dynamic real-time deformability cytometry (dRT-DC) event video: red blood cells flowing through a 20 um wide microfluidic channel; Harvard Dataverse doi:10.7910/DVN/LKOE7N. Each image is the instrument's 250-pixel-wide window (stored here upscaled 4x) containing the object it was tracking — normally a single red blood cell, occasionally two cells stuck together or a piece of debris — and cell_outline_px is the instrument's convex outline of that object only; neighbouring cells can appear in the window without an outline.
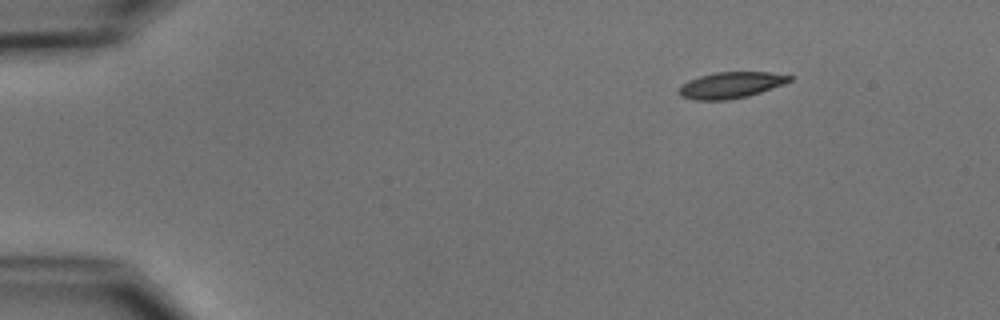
{"species": "common noctule bat (a hibernating species)", "species_latin": "Nyctalus noctula", "temperature_condition": "cold", "stored_images_in_passage": 47, "camera_frame_rate_fps": 3000, "um_per_image_px": 0.085, "animal": {"sex": "male", "body_mass_g": 15.6}, "frame": {"image": 1, "passage_image": 1, "time_ms": 0.0, "image_size_px": [1000, 320], "cell_outline_px": [[792, 80], [760, 92], [748, 96], [724, 100], [692, 100], [680, 96], [680, 84], [688, 80], [700, 76], [716, 72], [768, 72], [792, 76]], "centroid_in_image_um": [62.07, 7.23], "position_along_channel_um": 22.9, "area_um2": 16.7}}
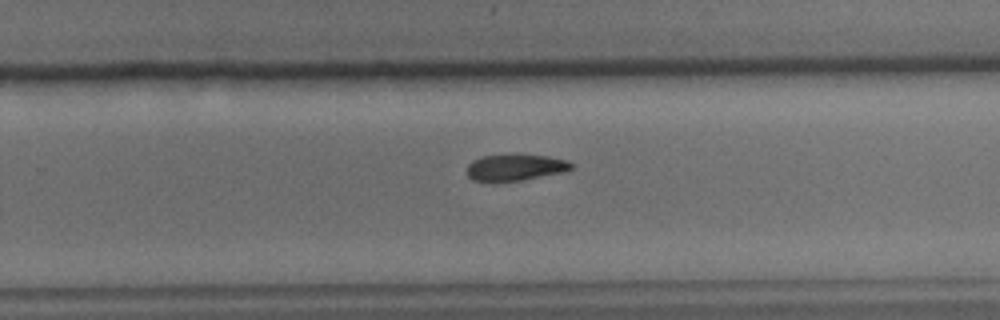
{"frame": {"image": 2, "passage_image": 29, "time_ms": 9.333, "image_size_px": [1000, 320], "cell_outline_px": [[572, 168], [568, 172], [496, 184], [492, 184], [472, 180], [468, 176], [468, 164], [472, 160], [480, 156], [508, 152], [512, 152], [548, 156], [568, 160], [572, 164]], "centroid_in_image_um": [43.76, 14.22], "position_along_channel_um": 286.0, "area_um2": 17.34}}
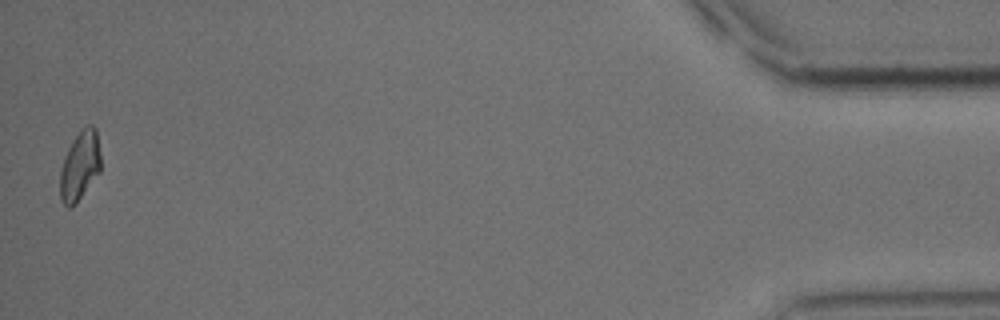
{"frame": {"image": 3, "passage_image": 47, "time_ms": 15.333, "image_size_px": [1000, 320], "cell_outline_px": [[100, 172], [76, 204], [72, 208], [68, 208], [60, 200], [60, 172], [64, 156], [72, 140], [80, 128], [84, 124], [92, 124], [96, 128], [100, 156]], "centroid_in_image_um": [6.78, 14.07], "position_along_channel_um": 428.4, "area_um2": 16.76}, "authors_computed_cell_mechanics": {"area_um2": 17.1088, "velocity_mm_per_s": 3.7526, "shape_relaxation_time_tau1_ms": 4.3436, "shape_relaxation_time_tau2_ms": null, "deformation_change_tau1": 0.1244, "deformation_change_tau2": null}}